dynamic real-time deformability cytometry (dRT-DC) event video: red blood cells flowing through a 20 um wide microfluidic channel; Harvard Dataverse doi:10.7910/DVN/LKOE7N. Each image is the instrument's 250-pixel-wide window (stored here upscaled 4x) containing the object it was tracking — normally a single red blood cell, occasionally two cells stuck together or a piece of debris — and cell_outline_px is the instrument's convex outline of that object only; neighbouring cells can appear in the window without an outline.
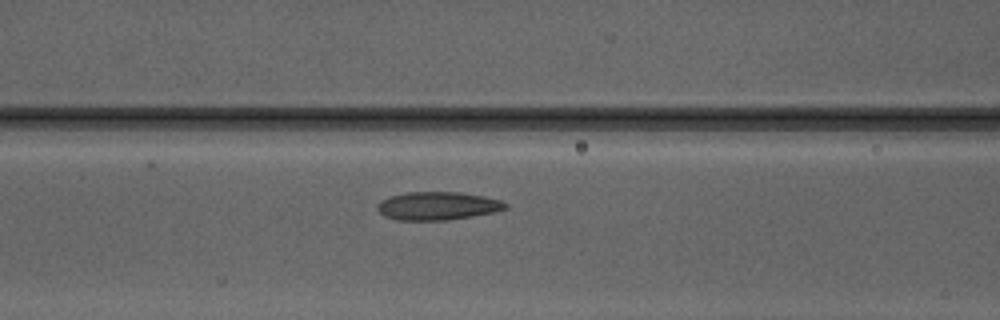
{"species": "Egyptian fruit bat (a non-hibernating species)", "species_latin": "Rousettus aegyptiacus", "temperature_condition": "warm", "stored_images_in_passage": 16, "camera_frame_rate_fps": 3000, "um_per_image_px": 0.085, "animal": {"sex": "male"}, "frame": {"image": 1, "passage_image": 12, "time_ms": 3.667, "image_size_px": [1000, 320], "cell_outline_px": [[508, 208], [492, 212], [472, 216], [448, 220], [396, 220], [384, 216], [376, 208], [376, 204], [380, 200], [392, 196], [408, 192], [460, 192], [484, 196], [500, 200], [508, 204]], "centroid_in_image_um": [37.18, 17.5], "position_along_channel_um": 129.4, "area_um2": 21.04}}